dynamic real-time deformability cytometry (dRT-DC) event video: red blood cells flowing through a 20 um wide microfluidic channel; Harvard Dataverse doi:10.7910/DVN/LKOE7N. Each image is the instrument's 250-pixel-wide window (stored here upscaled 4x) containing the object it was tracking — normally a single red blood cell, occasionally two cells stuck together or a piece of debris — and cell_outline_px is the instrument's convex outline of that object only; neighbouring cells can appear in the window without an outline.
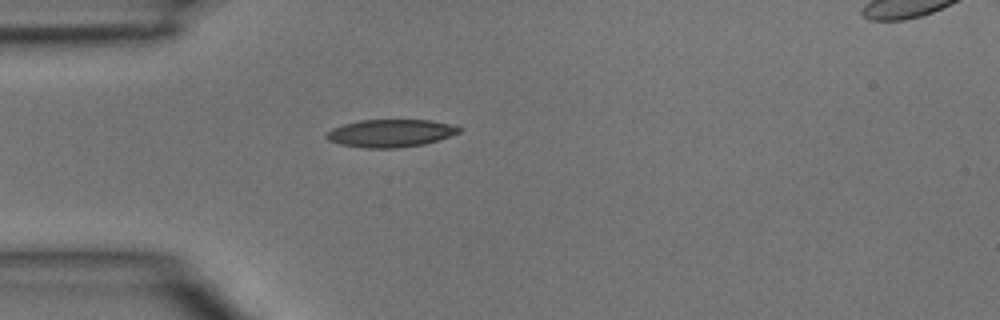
{"species": "common noctule bat (a hibernating species)", "species_latin": "Nyctalus noctula", "temperature_condition": "room temperature", "stored_images_in_passage": 1, "camera_frame_rate_fps": 3000, "um_per_image_px": 0.085, "animal": {"sex": "male", "body_mass_g": 15.6}, "frame": {"image": 1, "passage_image": 1, "time_ms": 0.0, "image_size_px": [1000, 320], "cell_outline_px": [[464, 128], [460, 132], [424, 144], [400, 148], [364, 148], [340, 144], [328, 140], [324, 136], [332, 128], [344, 124], [360, 120], [432, 120]], "centroid_in_image_um": [33.18, 11.32], "position_along_channel_um": 51.8, "area_um2": 21.33}}